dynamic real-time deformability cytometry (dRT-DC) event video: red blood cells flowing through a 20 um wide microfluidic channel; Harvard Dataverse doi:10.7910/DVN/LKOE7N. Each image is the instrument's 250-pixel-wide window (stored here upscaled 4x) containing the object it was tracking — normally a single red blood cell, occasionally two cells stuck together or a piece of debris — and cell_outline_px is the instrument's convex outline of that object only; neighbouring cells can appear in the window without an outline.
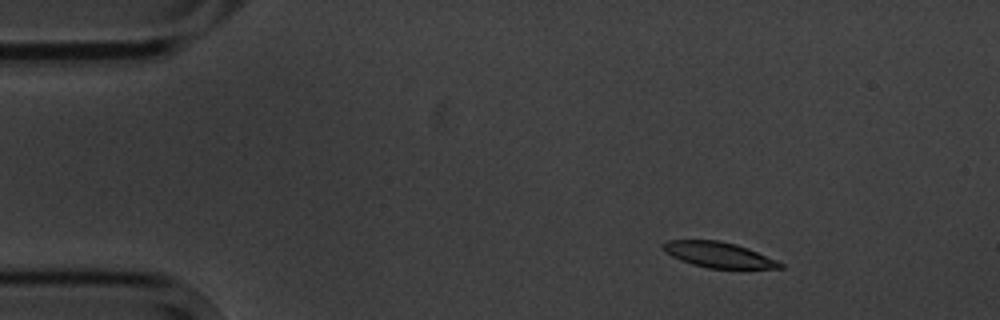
{"species": "common noctule bat (a hibernating species)", "species_latin": "Nyctalus noctula", "temperature_condition": "cold", "stored_images_in_passage": 12, "camera_frame_rate_fps": 3000, "um_per_image_px": 0.085, "animal": {"sex": "male", "body_mass_g": 20.1, "forearm_length_mm": 53.5}, "frame": {"image": 1, "passage_image": 2, "time_ms": 1.0, "image_size_px": [1000, 320], "cell_outline_px": [[784, 268], [708, 268], [692, 264], [680, 260], [664, 252], [660, 244], [668, 240], [720, 240], [736, 244], [748, 248], [776, 260], [784, 264]], "centroid_in_image_um": [61.03, 21.64], "position_along_channel_um": 24.0, "area_um2": 17.4}}
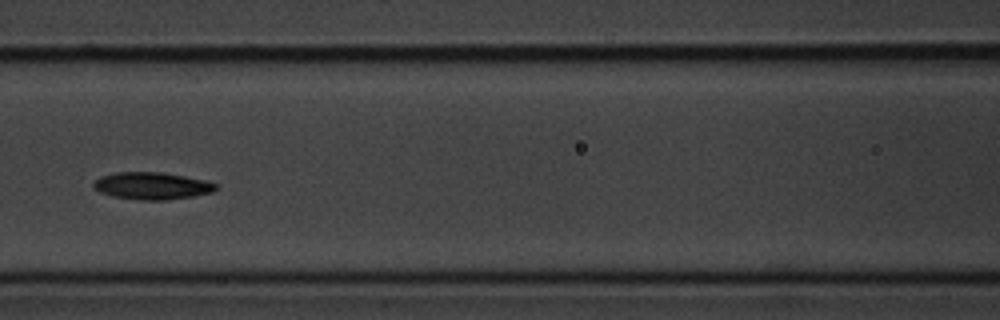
{"frame": {"image": 2, "passage_image": 6, "time_ms": 6.667, "image_size_px": [1000, 320], "cell_outline_px": [[216, 188], [212, 192], [192, 196], [164, 200], [140, 200], [112, 196], [100, 192], [92, 188], [92, 184], [100, 176], [116, 172], [164, 172], [204, 180], [216, 184]], "centroid_in_image_um": [12.86, 15.79], "position_along_channel_um": 153.7, "area_um2": 19.31}}
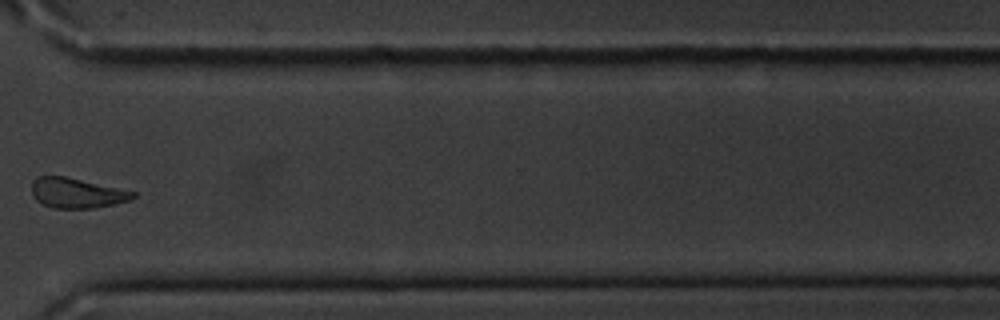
{"frame": {"image": 3, "passage_image": 11, "time_ms": 12.667, "image_size_px": [1000, 320], "cell_outline_px": [[136, 196], [128, 200], [116, 204], [96, 208], [52, 208], [36, 200], [32, 196], [32, 180], [36, 176], [64, 176], [136, 192]], "centroid_in_image_um": [6.49, 16.41], "position_along_channel_um": 364.1, "area_um2": 17.69}, "authors_computed_cell_mechanics": {"area_um2": 18.6694, "velocity_mm_per_s": 3.5027, "shape_relaxation_time_tau1_ms": 1.1518, "shape_relaxation_time_tau2_ms": null, "deformation_change_tau1": 0.0636, "deformation_change_tau2": null}}